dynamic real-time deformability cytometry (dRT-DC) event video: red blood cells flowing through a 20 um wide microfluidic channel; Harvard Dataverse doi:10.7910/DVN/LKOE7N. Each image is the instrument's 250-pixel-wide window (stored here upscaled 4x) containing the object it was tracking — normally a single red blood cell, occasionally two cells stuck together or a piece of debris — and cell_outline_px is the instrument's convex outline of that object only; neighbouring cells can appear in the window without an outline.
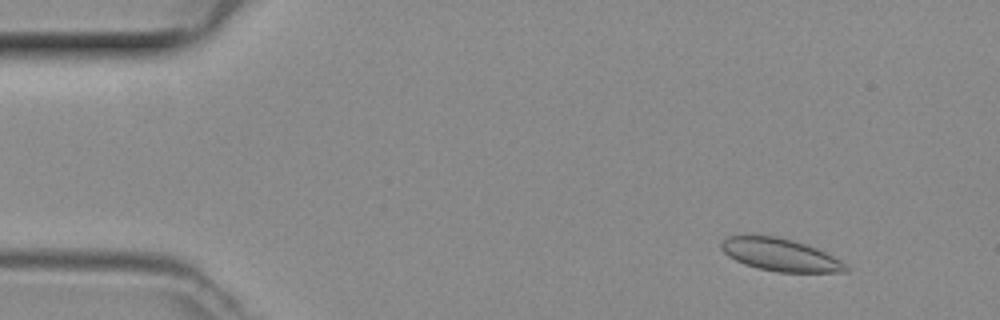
{"species": "common noctule bat (a hibernating species)", "species_latin": "Nyctalus noctula", "temperature_condition": "room temperature", "stored_images_in_passage": 24, "camera_frame_rate_fps": 3000, "um_per_image_px": 0.085, "animal": {"sex": "female", "body_mass_g": 29.2, "forearm_length_mm": 56.3}, "frame": {"image": 1, "passage_image": 4, "time_ms": 1.0, "image_size_px": [1000, 320], "cell_outline_px": [[848, 272], [776, 272], [756, 268], [744, 264], [728, 256], [720, 248], [720, 240], [724, 236], [776, 236], [792, 240], [816, 248], [840, 260], [848, 268]], "centroid_in_image_um": [66.26, 21.66], "position_along_channel_um": 18.7, "area_um2": 23.52}}
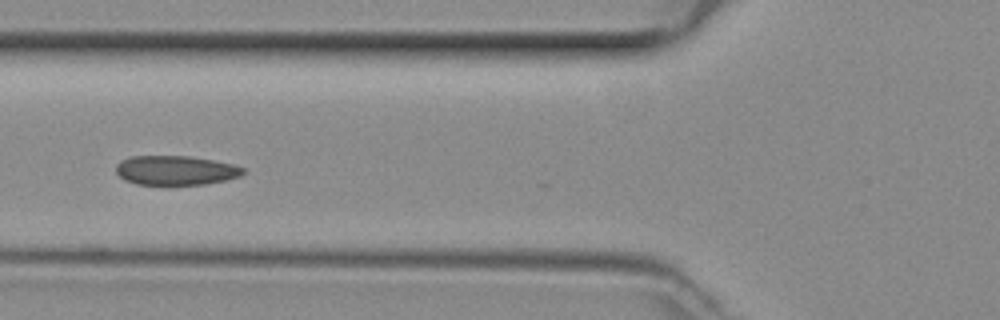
{"frame": {"image": 2, "passage_image": 17, "time_ms": 5.333, "image_size_px": [1000, 320], "cell_outline_px": [[244, 172], [240, 176], [224, 180], [204, 184], [136, 184], [124, 180], [116, 172], [116, 164], [120, 160], [128, 156], [188, 156], [236, 164], [244, 168]], "centroid_in_image_um": [14.9, 14.46], "position_along_channel_um": 110.9, "area_um2": 21.73}}
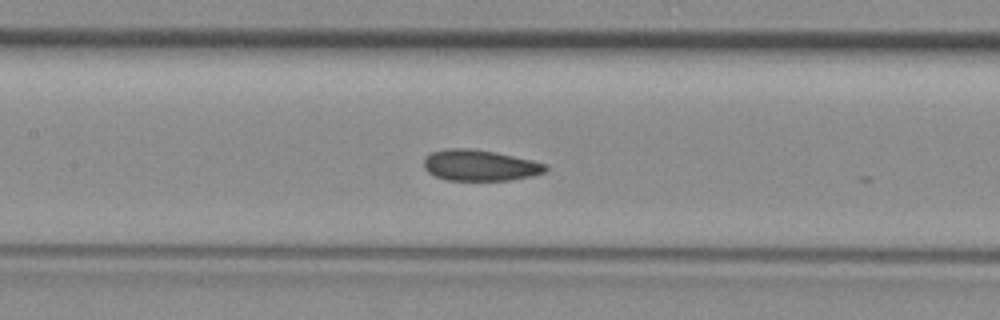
{"frame": {"image": 3, "passage_image": 21, "time_ms": 6.667, "image_size_px": [1000, 320], "cell_outline_px": [[548, 168], [544, 172], [532, 176], [512, 180], [448, 180], [436, 176], [428, 172], [424, 168], [424, 160], [432, 152], [444, 148], [472, 148], [496, 152], [532, 160], [548, 164]], "centroid_in_image_um": [40.81, 14.05], "position_along_channel_um": 166.6, "area_um2": 22.08}}